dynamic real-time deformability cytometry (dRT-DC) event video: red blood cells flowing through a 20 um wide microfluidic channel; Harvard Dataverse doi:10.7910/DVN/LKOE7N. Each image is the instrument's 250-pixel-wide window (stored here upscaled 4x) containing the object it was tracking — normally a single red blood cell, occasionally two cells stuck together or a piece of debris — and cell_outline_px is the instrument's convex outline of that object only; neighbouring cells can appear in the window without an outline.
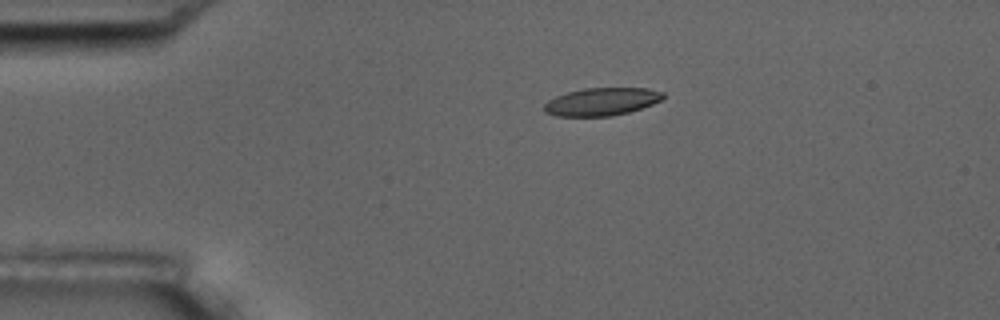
{"species": "common noctule bat (a hibernating species)", "species_latin": "Nyctalus noctula", "temperature_condition": "room temperature", "stored_images_in_passage": 5, "camera_frame_rate_fps": 3000, "um_per_image_px": 0.085, "animal": {"sex": "male", "body_mass_g": 17.5, "forearm_length_mm": 52.3}, "frame": {"image": 1, "passage_image": 3, "time_ms": 2.333, "image_size_px": [1000, 320], "cell_outline_px": [[664, 96], [660, 100], [652, 104], [628, 112], [612, 116], [556, 116], [544, 112], [544, 104], [548, 100], [556, 96], [568, 92], [584, 88], [648, 88], [664, 92]], "centroid_in_image_um": [51.12, 8.64], "position_along_channel_um": 33.9, "area_um2": 19.19}}
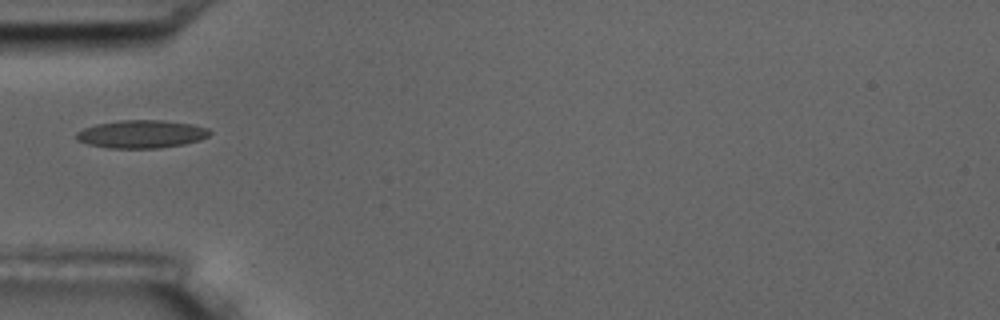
{"frame": {"image": 2, "passage_image": 5, "time_ms": 4.667, "image_size_px": [1000, 320], "cell_outline_px": [[212, 132], [208, 136], [200, 140], [184, 144], [160, 148], [108, 148], [88, 144], [76, 140], [76, 132], [84, 128], [96, 124], [120, 120], [164, 120], [192, 124], [208, 128]], "centroid_in_image_um": [12.03, 11.39], "position_along_channel_um": 73.0, "area_um2": 21.85}}